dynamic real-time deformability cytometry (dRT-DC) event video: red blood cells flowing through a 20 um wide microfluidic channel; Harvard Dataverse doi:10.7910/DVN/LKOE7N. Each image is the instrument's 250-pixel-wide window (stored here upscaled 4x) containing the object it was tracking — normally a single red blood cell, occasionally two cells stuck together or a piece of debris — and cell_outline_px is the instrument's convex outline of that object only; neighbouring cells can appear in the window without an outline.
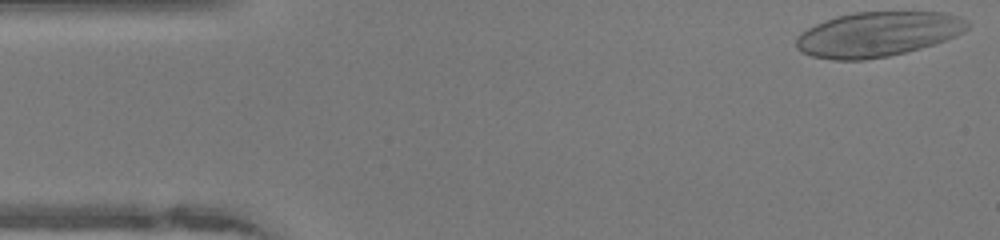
{"species": "human", "species_latin": "Homo sapiens", "temperature_condition": "warm", "stored_images_in_passage": 48, "camera_frame_rate_fps": 3000, "um_per_image_px": 0.085, "donor": {"sex": "female"}, "frame": {"image": 1, "passage_image": 1, "time_ms": 0.0, "image_size_px": [1000, 240], "cell_outline_px": [[968, 28], [964, 32], [956, 36], [920, 48], [888, 56], [864, 60], [832, 60], [812, 56], [800, 52], [796, 48], [796, 36], [800, 32], [816, 24], [836, 16], [856, 12], [944, 12], [960, 16], [968, 20]], "centroid_in_image_um": [74.59, 2.91], "position_along_channel_um": 10.4, "area_um2": 44.8}}
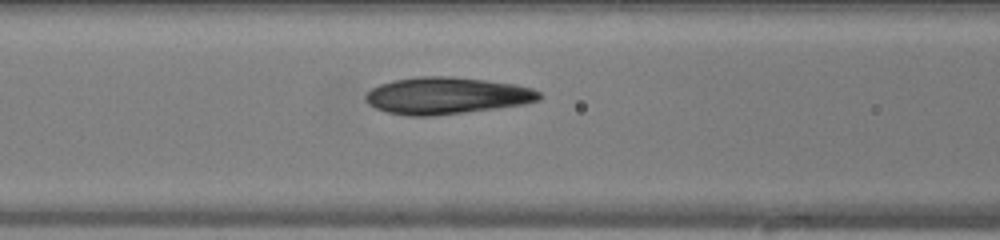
{"frame": {"image": 2, "passage_image": 18, "time_ms": 5.667, "image_size_px": [1000, 240], "cell_outline_px": [[540, 100], [524, 104], [496, 108], [432, 116], [408, 116], [388, 112], [376, 108], [368, 104], [364, 100], [364, 96], [372, 88], [380, 84], [392, 80], [416, 76], [448, 76], [484, 80], [512, 84], [532, 88], [540, 92]], "centroid_in_image_um": [37.92, 8.13], "position_along_channel_um": 128.7, "area_um2": 37.22}}
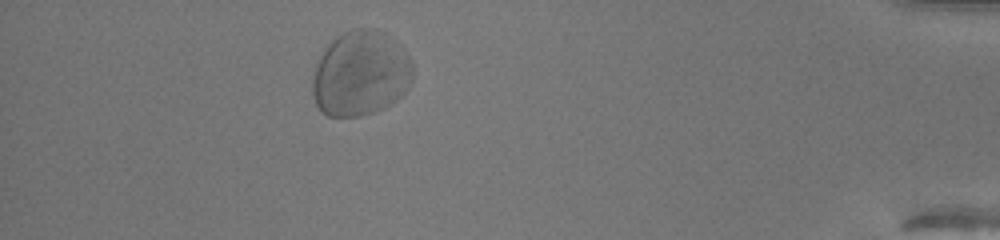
{"frame": {"image": 3, "passage_image": 43, "time_ms": 14.0, "image_size_px": [1000, 240], "cell_outline_px": [[412, 80], [408, 88], [392, 104], [384, 108], [360, 116], [328, 116], [320, 112], [312, 96], [312, 76], [316, 60], [328, 44], [336, 36], [352, 28], [376, 28], [392, 36], [400, 44], [412, 60]], "centroid_in_image_um": [30.64, 6.23], "position_along_channel_um": 404.6, "area_um2": 50.63}, "authors_computed_cell_mechanics": {"area_um2": 38.9283, "velocity_mm_per_s": 4.0216, "shape_relaxation_time_tau1_ms": 1.3044, "shape_relaxation_time_tau2_ms": 2.7761, "deformation_change_tau1": 0.1011, "deformation_change_tau2": 0.094}}